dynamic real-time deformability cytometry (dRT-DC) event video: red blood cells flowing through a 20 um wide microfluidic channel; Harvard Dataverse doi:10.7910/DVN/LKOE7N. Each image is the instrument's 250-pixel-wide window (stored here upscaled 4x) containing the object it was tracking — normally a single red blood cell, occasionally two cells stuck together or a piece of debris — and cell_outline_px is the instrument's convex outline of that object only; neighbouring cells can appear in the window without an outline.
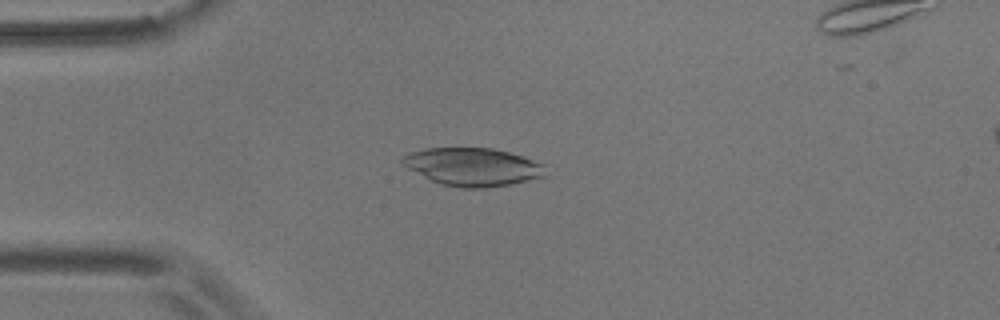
{"species": "common noctule bat (a hibernating species)", "species_latin": "Nyctalus noctula", "temperature_condition": "room temperature", "stored_images_in_passage": 53, "camera_frame_rate_fps": 3000, "um_per_image_px": 0.085, "animal": {"sex": "male", "body_mass_g": 17.9}, "frame": {"image": 1, "passage_image": 14, "time_ms": 4.333, "image_size_px": [1000, 320], "cell_outline_px": [[548, 176], [508, 184], [484, 188], [460, 188], [440, 184], [408, 168], [400, 160], [408, 152], [424, 148], [492, 148], [508, 152], [544, 164]], "centroid_in_image_um": [40.19, 14.18], "position_along_channel_um": 44.8, "area_um2": 31.5}}
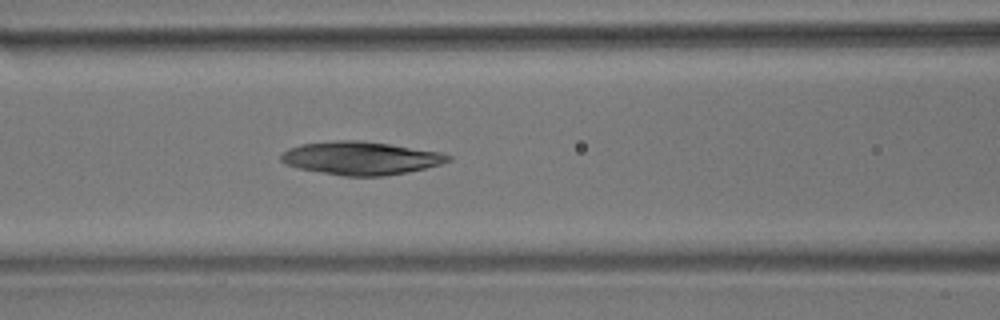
{"frame": {"image": 2, "passage_image": 23, "time_ms": 7.333, "image_size_px": [1000, 320], "cell_outline_px": [[452, 160], [440, 164], [408, 172], [384, 176], [344, 176], [300, 168], [288, 164], [280, 160], [280, 156], [288, 148], [300, 144], [336, 140], [360, 140], [388, 144], [440, 152], [452, 156]], "centroid_in_image_um": [30.68, 13.43], "position_along_channel_um": 135.9, "area_um2": 32.02}}
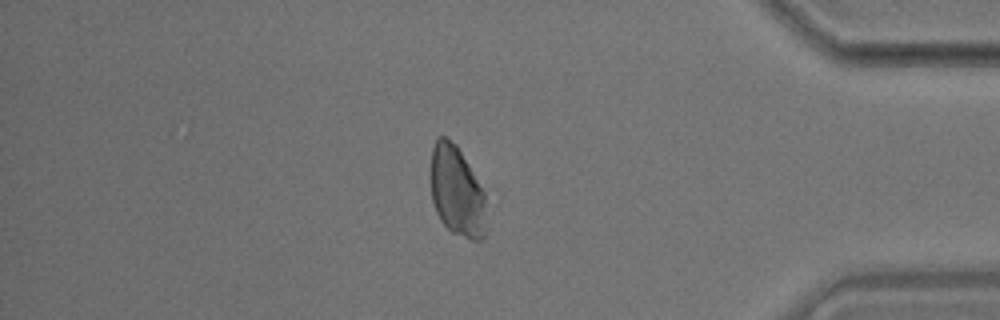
{"frame": {"image": 3, "passage_image": 47, "time_ms": 15.333, "image_size_px": [1000, 320], "cell_outline_px": [[484, 236], [480, 240], [472, 240], [452, 232], [440, 220], [436, 212], [432, 200], [432, 148], [436, 136], [444, 136], [456, 144], [484, 192]], "centroid_in_image_um": [38.8, 16.25], "position_along_channel_um": 396.4, "area_um2": 28.55}}